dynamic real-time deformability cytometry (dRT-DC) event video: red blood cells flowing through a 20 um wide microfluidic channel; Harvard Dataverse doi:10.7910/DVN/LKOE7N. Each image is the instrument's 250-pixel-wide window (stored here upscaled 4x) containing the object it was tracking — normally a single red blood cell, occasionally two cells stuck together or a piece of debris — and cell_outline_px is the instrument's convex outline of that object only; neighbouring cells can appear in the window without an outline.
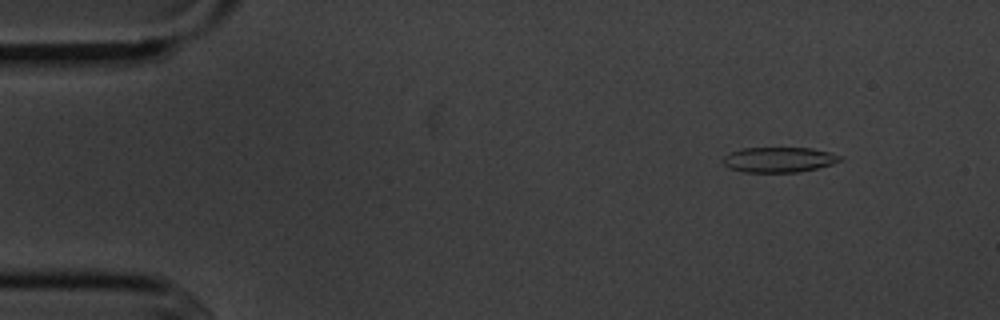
{"species": "common noctule bat (a hibernating species)", "species_latin": "Nyctalus noctula", "temperature_condition": "cold", "stored_images_in_passage": 7, "camera_frame_rate_fps": 3000, "um_per_image_px": 0.085, "animal": {"sex": "male", "body_mass_g": 20.1, "forearm_length_mm": 53.5}, "frame": {"image": 1, "passage_image": 2, "time_ms": 1.0, "image_size_px": [1000, 320], "cell_outline_px": [[844, 156], [840, 160], [832, 164], [800, 172], [744, 172], [728, 168], [724, 164], [724, 156], [740, 148], [812, 148]], "centroid_in_image_um": [66.21, 13.57], "position_along_channel_um": 18.8, "area_um2": 17.11}}
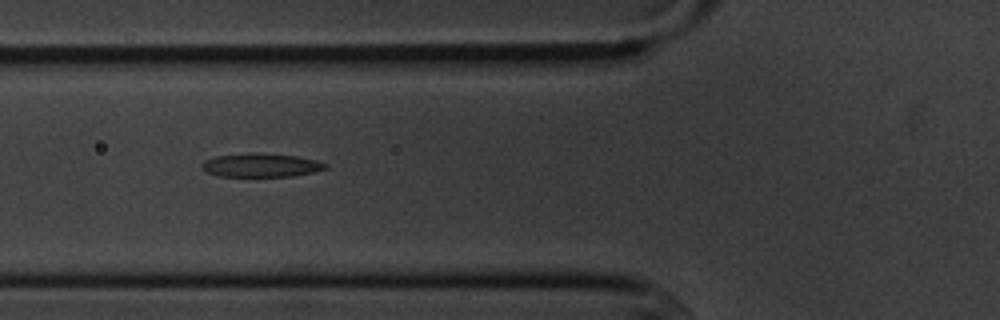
{"frame": {"image": 2, "passage_image": 6, "time_ms": 5.667, "image_size_px": [1000, 320], "cell_outline_px": [[328, 168], [312, 172], [292, 176], [220, 176], [208, 172], [200, 168], [200, 164], [204, 160], [216, 156], [248, 152], [260, 152], [296, 156], [316, 160], [328, 164]], "centroid_in_image_um": [22.16, 14.02], "position_along_channel_um": 103.6, "area_um2": 17.17}}
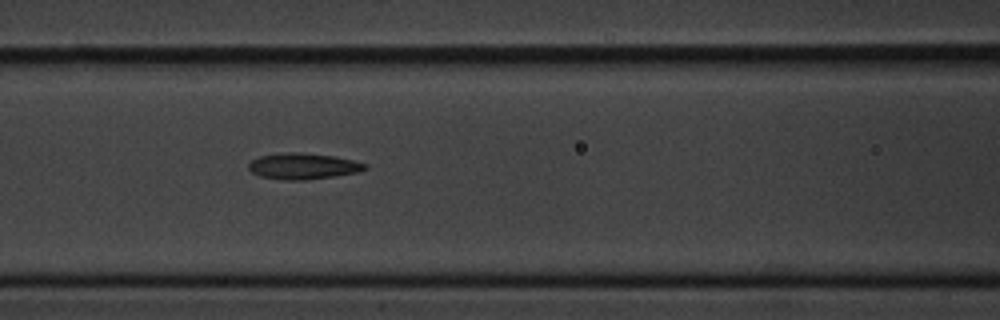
{"frame": {"image": 3, "passage_image": 7, "time_ms": 6.667, "image_size_px": [1000, 320], "cell_outline_px": [[368, 168], [356, 172], [332, 176], [304, 180], [284, 180], [260, 176], [252, 172], [248, 168], [248, 164], [252, 160], [260, 156], [284, 152], [300, 152], [332, 156], [352, 160], [368, 164]], "centroid_in_image_um": [25.74, 14.12], "position_along_channel_um": 140.9, "area_um2": 17.51}}